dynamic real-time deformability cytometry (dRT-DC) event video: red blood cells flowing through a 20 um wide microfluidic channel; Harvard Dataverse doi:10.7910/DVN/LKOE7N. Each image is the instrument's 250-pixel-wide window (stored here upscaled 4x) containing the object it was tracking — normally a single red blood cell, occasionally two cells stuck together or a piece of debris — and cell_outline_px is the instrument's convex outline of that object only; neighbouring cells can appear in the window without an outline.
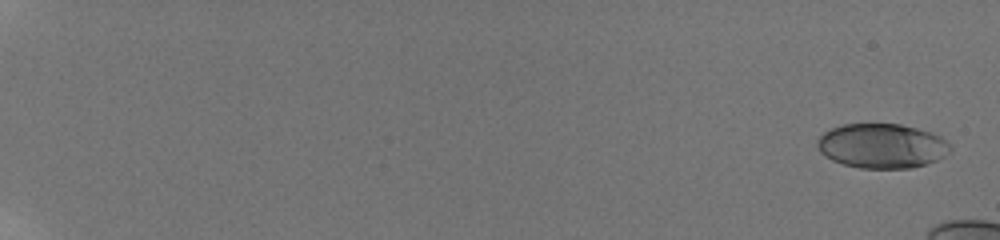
{"species": "human", "species_latin": "Homo sapiens", "temperature_condition": "room temperature", "stored_images_in_passage": 16, "camera_frame_rate_fps": 3000, "um_per_image_px": 0.085, "donor": {"sex": "male"}, "frame": {"image": 1, "passage_image": 1, "time_ms": 0.0, "image_size_px": [1000, 240], "cell_outline_px": [[952, 152], [928, 164], [912, 168], [860, 168], [844, 164], [832, 160], [820, 152], [816, 144], [816, 140], [824, 132], [832, 128], [844, 124], [900, 124], [932, 132], [940, 136], [952, 144]], "centroid_in_image_um": [75.0, 12.4], "position_along_channel_um": 10.0, "area_um2": 34.8}}